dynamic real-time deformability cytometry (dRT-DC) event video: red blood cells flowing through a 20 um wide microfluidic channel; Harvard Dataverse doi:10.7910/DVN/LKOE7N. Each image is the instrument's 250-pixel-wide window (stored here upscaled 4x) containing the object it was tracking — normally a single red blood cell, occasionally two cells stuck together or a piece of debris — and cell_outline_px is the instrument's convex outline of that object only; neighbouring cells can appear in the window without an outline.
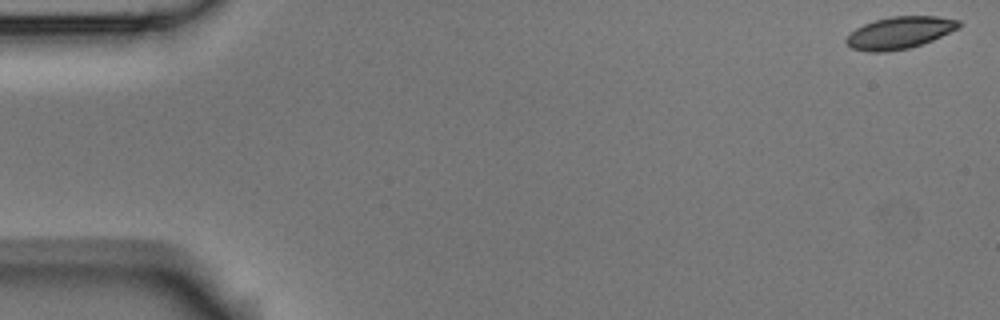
{"species": "Egyptian fruit bat (a non-hibernating species)", "species_latin": "Rousettus aegyptiacus", "temperature_condition": "room temperature", "stored_images_in_passage": 53, "camera_frame_rate_fps": 3000, "um_per_image_px": 0.085, "animal": {"sex": "male"}, "frame": {"image": 1, "passage_image": 1, "time_ms": 0.0, "image_size_px": [1000, 320], "cell_outline_px": [[960, 28], [932, 40], [908, 48], [884, 52], [868, 52], [852, 48], [844, 40], [856, 28], [864, 24], [876, 20], [892, 16], [936, 16], [960, 20]], "centroid_in_image_um": [76.48, 2.78], "position_along_channel_um": 8.5, "area_um2": 20.87}}
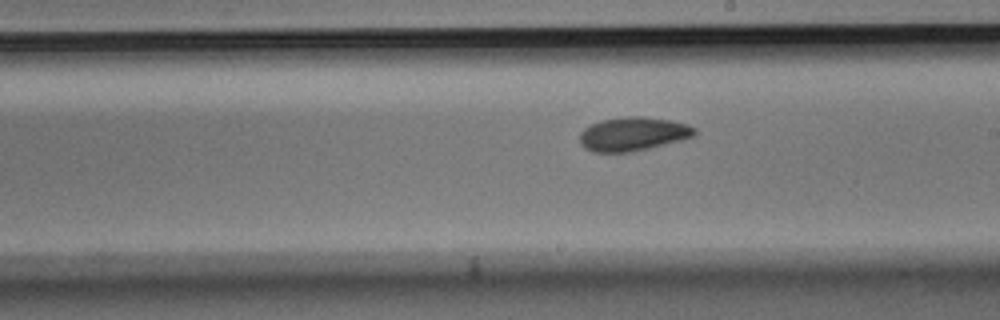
{"frame": {"image": 2, "passage_image": 30, "time_ms": 9.667, "image_size_px": [1000, 320], "cell_outline_px": [[696, 136], [632, 152], [592, 152], [584, 148], [580, 144], [580, 132], [584, 128], [600, 120], [628, 116], [640, 116], [672, 120], [688, 124], [696, 128]], "centroid_in_image_um": [53.8, 11.38], "position_along_channel_um": 235.2, "area_um2": 22.72}}
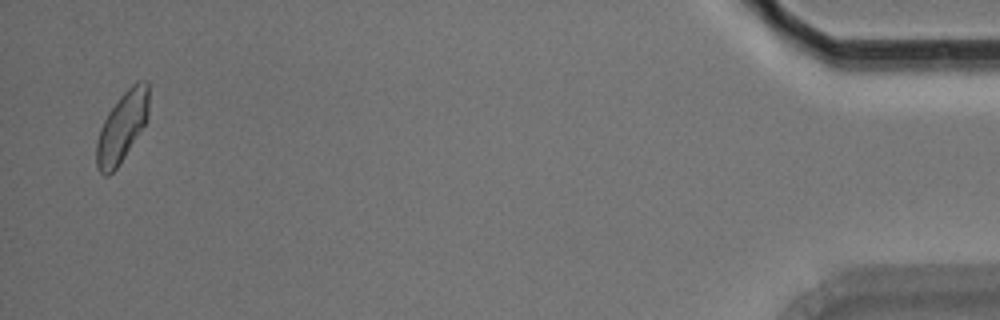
{"frame": {"image": 3, "passage_image": 52, "time_ms": 17.0, "image_size_px": [1000, 320], "cell_outline_px": [[148, 116], [144, 124], [120, 164], [108, 176], [104, 176], [96, 168], [96, 144], [100, 128], [108, 112], [120, 96], [136, 80], [148, 80]], "centroid_in_image_um": [10.36, 10.79], "position_along_channel_um": 424.8, "area_um2": 21.21}, "authors_computed_cell_mechanics": {"area_um2": 21.6172, "velocity_mm_per_s": 3.7497, "shape_relaxation_time_tau1_ms": 3.3668, "shape_relaxation_time_tau2_ms": 5.3969, "deformation_change_tau1": 0.1021, "deformation_change_tau2": 0.0851}}